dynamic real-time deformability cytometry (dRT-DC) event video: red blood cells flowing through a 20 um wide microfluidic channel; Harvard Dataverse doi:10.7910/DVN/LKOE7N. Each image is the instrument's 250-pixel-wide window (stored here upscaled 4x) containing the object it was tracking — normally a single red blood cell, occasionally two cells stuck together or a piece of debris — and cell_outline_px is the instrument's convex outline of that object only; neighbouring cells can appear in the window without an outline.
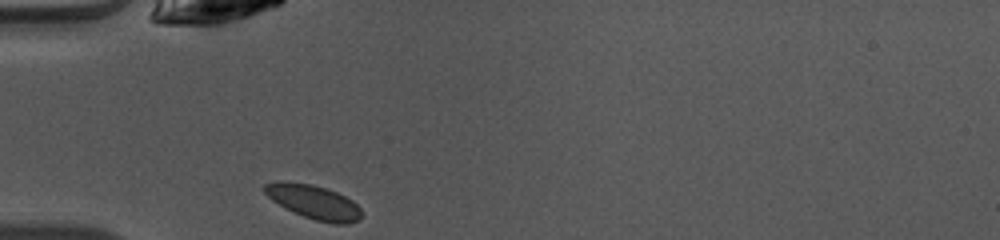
{"species": "common noctule bat (a hibernating species)", "species_latin": "Nyctalus noctula", "temperature_condition": "warm", "stored_images_in_passage": 35, "camera_frame_rate_fps": 3000, "um_per_image_px": 0.085, "animal": {"sex": "female", "body_mass_g": 10.0, "forearm_length_mm": 53.1}, "frame": {"image": 1, "passage_image": 1, "time_ms": 0.0, "image_size_px": [1000, 240], "cell_outline_px": [[360, 220], [348, 224], [336, 224], [316, 220], [304, 216], [272, 200], [264, 192], [264, 184], [280, 180], [284, 180], [312, 184], [336, 192], [352, 200], [360, 208]], "centroid_in_image_um": [26.67, 17.15], "position_along_channel_um": 58.3, "area_um2": 18.96}}
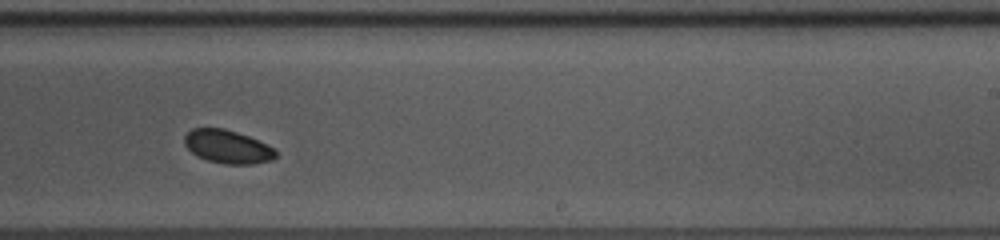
{"frame": {"image": 2, "passage_image": 17, "time_ms": 5.333, "image_size_px": [1000, 240], "cell_outline_px": [[276, 156], [272, 160], [252, 164], [224, 164], [208, 160], [196, 156], [184, 144], [184, 136], [192, 128], [224, 128], [248, 136], [268, 144], [276, 148]], "centroid_in_image_um": [19.36, 12.47], "position_along_channel_um": 269.6, "area_um2": 17.8}}
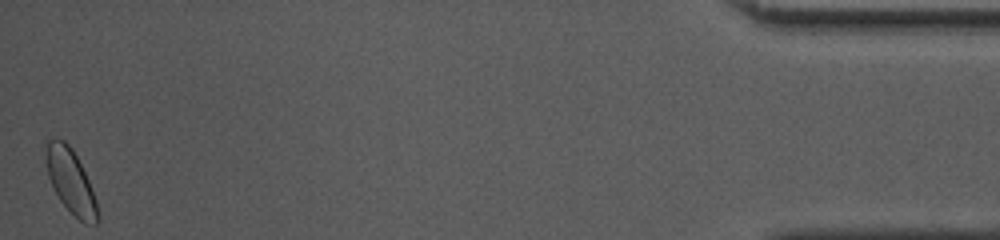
{"frame": {"image": 3, "passage_image": 35, "time_ms": 11.333, "image_size_px": [1000, 240], "cell_outline_px": [[100, 220], [96, 224], [84, 224], [60, 200], [48, 176], [48, 140], [64, 140], [72, 148], [88, 180], [96, 200], [100, 216]], "centroid_in_image_um": [6.08, 15.49], "position_along_channel_um": 429.1, "area_um2": 18.44}}